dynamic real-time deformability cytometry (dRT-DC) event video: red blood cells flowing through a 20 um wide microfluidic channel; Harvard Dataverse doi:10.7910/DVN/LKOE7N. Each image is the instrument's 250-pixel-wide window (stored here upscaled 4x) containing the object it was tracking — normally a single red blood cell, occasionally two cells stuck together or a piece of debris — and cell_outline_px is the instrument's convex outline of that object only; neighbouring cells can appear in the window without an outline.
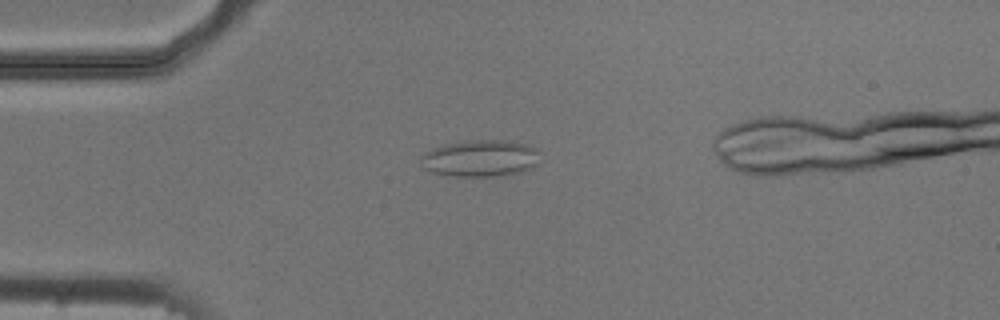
{"species": "common noctule bat (a hibernating species)", "species_latin": "Nyctalus noctula", "temperature_condition": "cold", "stored_images_in_passage": 48, "camera_frame_rate_fps": 3000, "um_per_image_px": 0.085, "animal": {"sex": "male", "body_mass_g": 20.5, "forearm_length_mm": 52.5}, "frame": {"image": 1, "passage_image": 13, "time_ms": 4.0, "image_size_px": [1000, 320], "cell_outline_px": [[540, 164], [532, 168], [520, 172], [496, 176], [444, 176], [432, 172], [424, 168], [420, 164], [420, 156], [424, 152], [432, 148], [444, 144], [464, 140], [504, 140], [528, 144], [540, 148]], "centroid_in_image_um": [40.85, 13.45], "position_along_channel_um": 44.1, "area_um2": 26.3}}
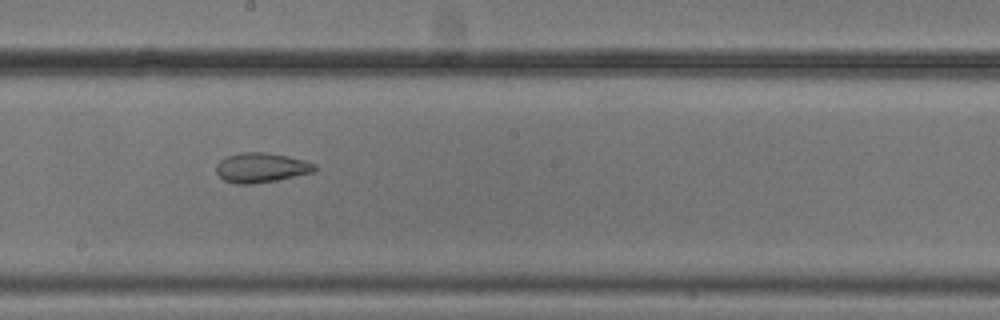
{"frame": {"image": 2, "passage_image": 29, "time_ms": 9.333, "image_size_px": [1000, 320], "cell_outline_px": [[320, 168], [316, 172], [276, 180], [252, 184], [236, 184], [224, 180], [216, 172], [216, 164], [224, 156], [240, 152], [264, 152], [288, 156], [304, 160], [316, 164]], "centroid_in_image_um": [22.23, 14.24], "position_along_channel_um": 226.0, "area_um2": 17.34}}
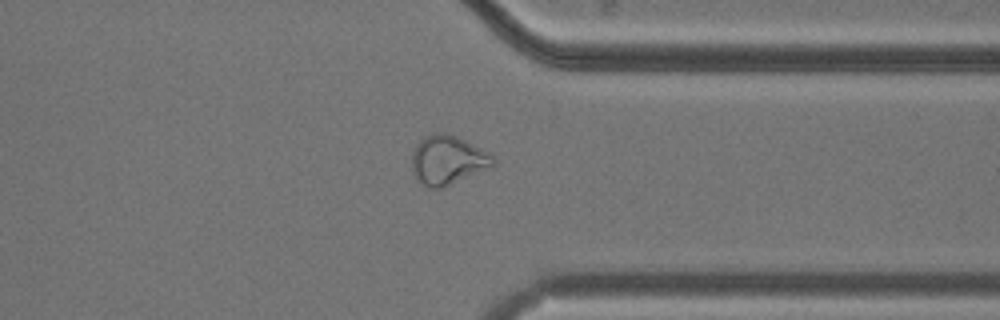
{"frame": {"image": 3, "passage_image": 41, "time_ms": 13.333, "image_size_px": [1000, 320], "cell_outline_px": [[496, 164], [488, 168], [444, 188], [432, 188], [416, 180], [412, 172], [412, 152], [416, 144], [424, 136], [432, 132], [444, 132], [456, 136], [488, 152], [496, 160]], "centroid_in_image_um": [38.02, 13.6], "position_along_channel_um": 373.4, "area_um2": 23.35}}